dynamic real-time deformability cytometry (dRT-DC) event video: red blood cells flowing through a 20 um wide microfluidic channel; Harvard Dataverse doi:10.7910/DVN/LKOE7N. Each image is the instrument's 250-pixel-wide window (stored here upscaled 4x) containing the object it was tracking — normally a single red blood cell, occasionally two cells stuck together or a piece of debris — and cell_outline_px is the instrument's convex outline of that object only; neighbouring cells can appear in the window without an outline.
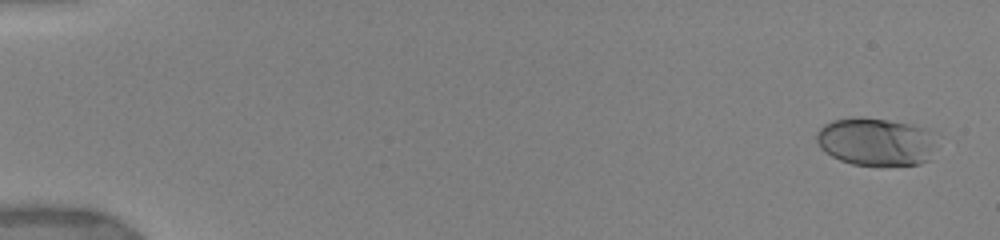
{"species": "human", "species_latin": "Homo sapiens", "temperature_condition": "warm", "stored_images_in_passage": 52, "camera_frame_rate_fps": 3000, "um_per_image_px": 0.085, "donor": {"sex": "female"}, "frame": {"image": 1, "passage_image": 2, "time_ms": 0.333, "image_size_px": [1000, 240], "cell_outline_px": [[932, 144], [928, 160], [920, 164], [852, 164], [840, 160], [824, 152], [820, 148], [816, 140], [816, 132], [824, 124], [832, 120], [852, 116], [860, 116], [888, 120], [908, 124], [924, 128]], "centroid_in_image_um": [74.29, 12.02], "position_along_channel_um": 10.7, "area_um2": 32.77}}
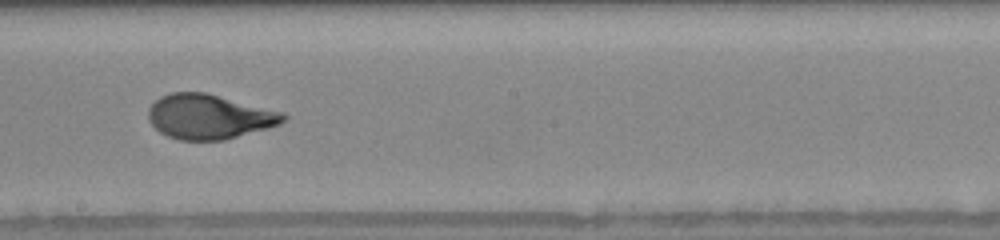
{"frame": {"image": 2, "passage_image": 31, "time_ms": 10.0, "image_size_px": [1000, 240], "cell_outline_px": [[288, 120], [280, 124], [268, 128], [224, 140], [180, 140], [168, 136], [160, 132], [148, 120], [148, 108], [160, 96], [172, 92], [204, 92], [284, 112], [288, 116]], "centroid_in_image_um": [17.8, 9.91], "position_along_channel_um": 230.4, "area_um2": 35.2}}
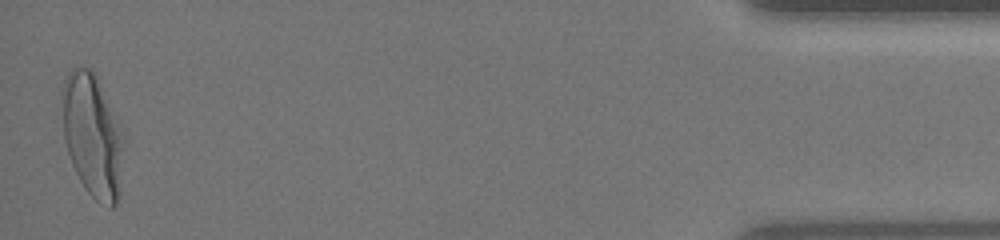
{"frame": {"image": 3, "passage_image": 51, "time_ms": 17.0, "image_size_px": [1000, 240], "cell_outline_px": [[124, 140], [120, 196], [116, 204], [112, 208], [108, 208], [100, 204], [88, 192], [80, 180], [72, 164], [64, 140], [64, 80], [68, 72], [72, 68], [92, 68], [124, 136]], "centroid_in_image_um": [7.9, 11.61], "position_along_channel_um": 427.3, "area_um2": 43.52}, "authors_computed_cell_mechanics": {"area_um2": 34.5355, "velocity_mm_per_s": 3.9076, "shape_relaxation_time_tau1_ms": 4.6397, "shape_relaxation_time_tau2_ms": null, "deformation_change_tau1": 0.2159, "deformation_change_tau2": null}}